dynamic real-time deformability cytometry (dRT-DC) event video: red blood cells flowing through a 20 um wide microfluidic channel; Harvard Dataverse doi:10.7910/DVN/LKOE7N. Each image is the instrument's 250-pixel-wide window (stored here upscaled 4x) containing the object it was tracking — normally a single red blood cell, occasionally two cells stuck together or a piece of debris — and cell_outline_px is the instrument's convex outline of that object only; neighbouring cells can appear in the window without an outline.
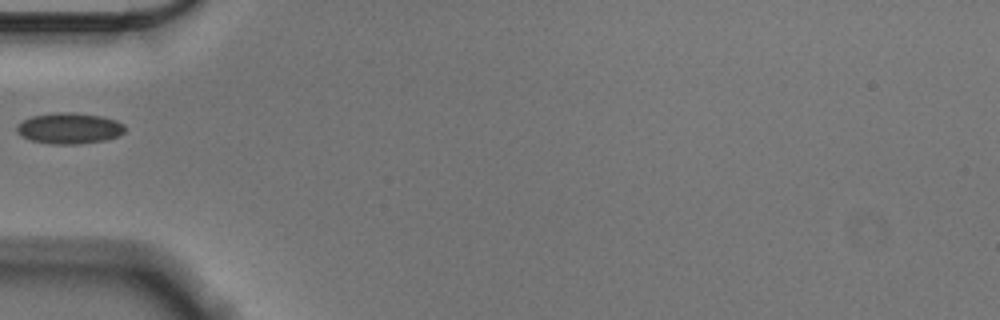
{"species": "Egyptian fruit bat (a non-hibernating species)", "species_latin": "Rousettus aegyptiacus", "temperature_condition": "cold", "stored_images_in_passage": 30, "camera_frame_rate_fps": 3000, "um_per_image_px": 0.085, "animal": {"sex": "male"}, "frame": {"image": 1, "passage_image": 1, "time_ms": 0.0, "image_size_px": [1000, 320], "cell_outline_px": [[124, 132], [116, 136], [104, 140], [76, 144], [52, 144], [32, 140], [20, 136], [16, 132], [16, 128], [20, 120], [32, 116], [56, 112], [72, 112], [100, 116], [116, 120], [124, 124]], "centroid_in_image_um": [5.84, 10.89], "position_along_channel_um": 79.2, "area_um2": 19.48}}
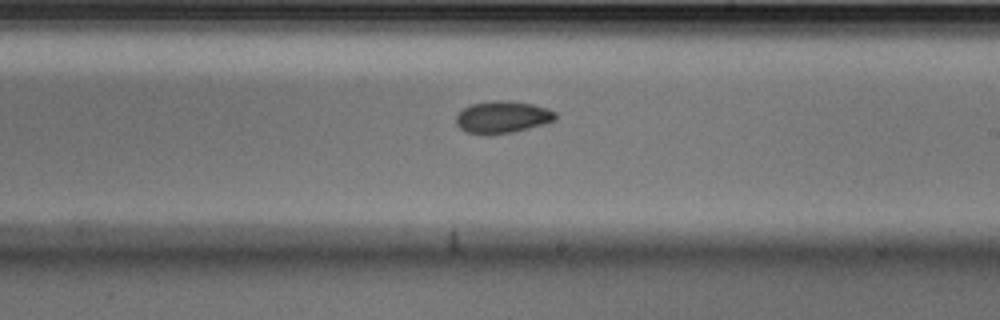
{"frame": {"image": 2, "passage_image": 15, "time_ms": 4.667, "image_size_px": [1000, 320], "cell_outline_px": [[556, 120], [544, 124], [512, 132], [488, 136], [468, 132], [460, 128], [456, 124], [456, 116], [464, 108], [472, 104], [492, 100], [508, 100], [532, 104], [548, 108], [556, 112]], "centroid_in_image_um": [42.72, 9.96], "position_along_channel_um": 246.3, "area_um2": 18.73}}
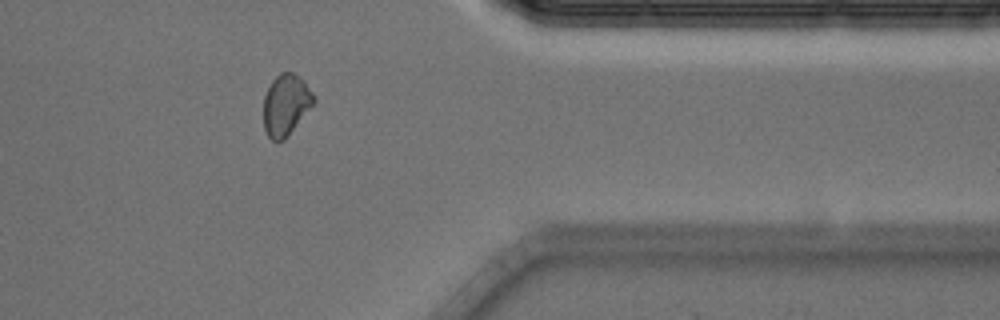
{"frame": {"image": 3, "passage_image": 28, "time_ms": 9.0, "image_size_px": [1000, 320], "cell_outline_px": [[316, 100], [284, 140], [276, 144], [268, 136], [264, 128], [264, 96], [272, 80], [280, 72], [292, 72], [304, 80], [316, 96]], "centroid_in_image_um": [24.3, 8.91], "position_along_channel_um": 387.1, "area_um2": 17.92}}